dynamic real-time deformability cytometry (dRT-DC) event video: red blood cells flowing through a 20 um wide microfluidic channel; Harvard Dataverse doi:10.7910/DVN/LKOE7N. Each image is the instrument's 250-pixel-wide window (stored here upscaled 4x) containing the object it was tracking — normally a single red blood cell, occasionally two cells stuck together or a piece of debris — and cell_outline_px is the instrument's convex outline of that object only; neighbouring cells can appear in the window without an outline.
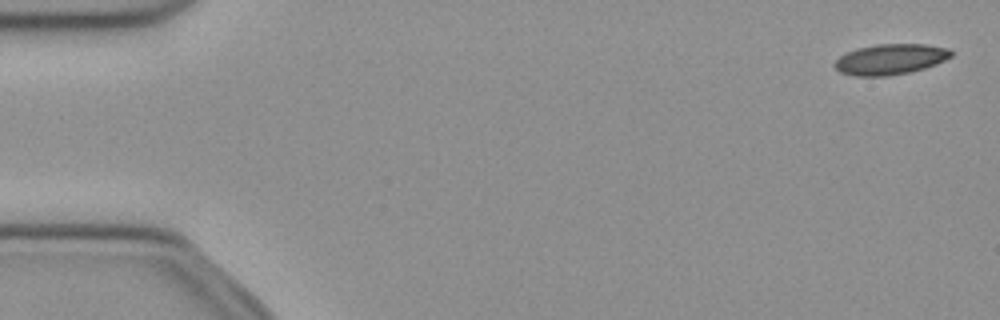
{"species": "common noctule bat (a hibernating species)", "species_latin": "Nyctalus noctula", "temperature_condition": "cold", "stored_images_in_passage": 52, "camera_frame_rate_fps": 3000, "um_per_image_px": 0.085, "animal": {"sex": "female", "body_mass_g": 21.9}, "frame": {"image": 1, "passage_image": 2, "time_ms": 0.333, "image_size_px": [1000, 320], "cell_outline_px": [[952, 56], [936, 64], [924, 68], [908, 72], [888, 76], [856, 76], [840, 72], [832, 64], [840, 56], [848, 52], [860, 48], [876, 44], [924, 44], [948, 48], [952, 52]], "centroid_in_image_um": [75.68, 5.04], "position_along_channel_um": 9.3, "area_um2": 20.58}}
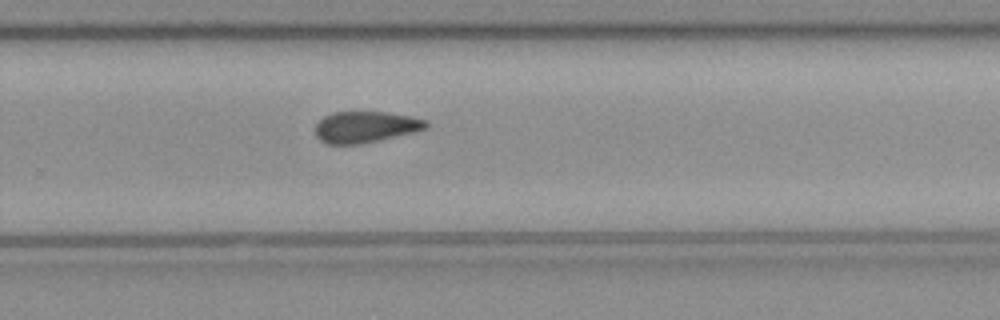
{"frame": {"image": 2, "passage_image": 34, "time_ms": 11.0, "image_size_px": [1000, 320], "cell_outline_px": [[428, 128], [416, 132], [380, 140], [360, 144], [328, 144], [320, 140], [316, 136], [316, 124], [324, 116], [332, 112], [388, 112], [428, 120]], "centroid_in_image_um": [31.09, 10.79], "position_along_channel_um": 298.7, "area_um2": 20.29}}
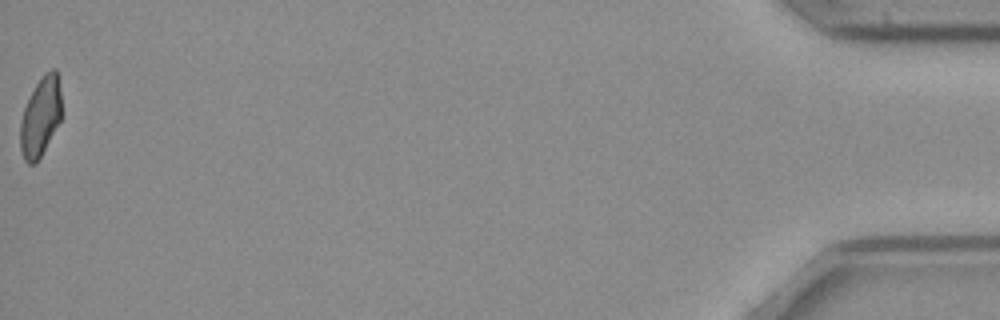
{"frame": {"image": 3, "passage_image": 52, "time_ms": 17.0, "image_size_px": [1000, 320], "cell_outline_px": [[60, 120], [36, 164], [28, 164], [24, 160], [20, 148], [20, 124], [24, 108], [36, 84], [44, 72], [52, 68], [56, 68], [60, 92]], "centroid_in_image_um": [3.42, 9.93], "position_along_channel_um": 431.8, "area_um2": 18.73}, "authors_computed_cell_mechanics": {"area_um2": 21.0103, "velocity_mm_per_s": 3.9752, "shape_relaxation_time_tau1_ms": null, "shape_relaxation_time_tau2_ms": 5.7552, "deformation_change_tau1": null, "deformation_change_tau2": 0.1193}}